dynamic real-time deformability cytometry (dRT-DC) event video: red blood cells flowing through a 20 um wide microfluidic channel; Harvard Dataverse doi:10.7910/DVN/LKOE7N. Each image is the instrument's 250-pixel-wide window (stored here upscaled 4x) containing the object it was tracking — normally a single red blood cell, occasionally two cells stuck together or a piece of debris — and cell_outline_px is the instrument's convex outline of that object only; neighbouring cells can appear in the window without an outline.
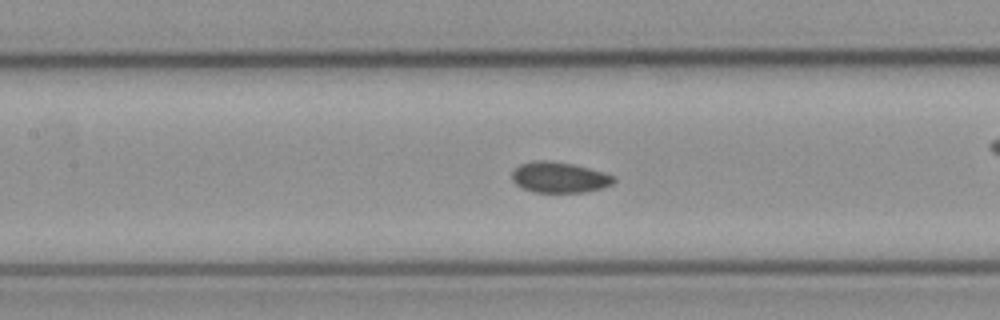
{"species": "common noctule bat (a hibernating species)", "species_latin": "Nyctalus noctula", "temperature_condition": "cold", "stored_images_in_passage": 34, "camera_frame_rate_fps": 3000, "um_per_image_px": 0.085, "animal": {"sex": "female", "body_mass_g": 21.9}, "frame": {"image": 1, "passage_image": 10, "time_ms": 3.0, "image_size_px": [1000, 320], "cell_outline_px": [[616, 180], [612, 184], [604, 188], [584, 192], [532, 192], [520, 188], [512, 180], [512, 172], [520, 164], [536, 160], [548, 160], [572, 164], [604, 172], [616, 176]], "centroid_in_image_um": [47.55, 15.08], "position_along_channel_um": 159.8, "area_um2": 18.38}}
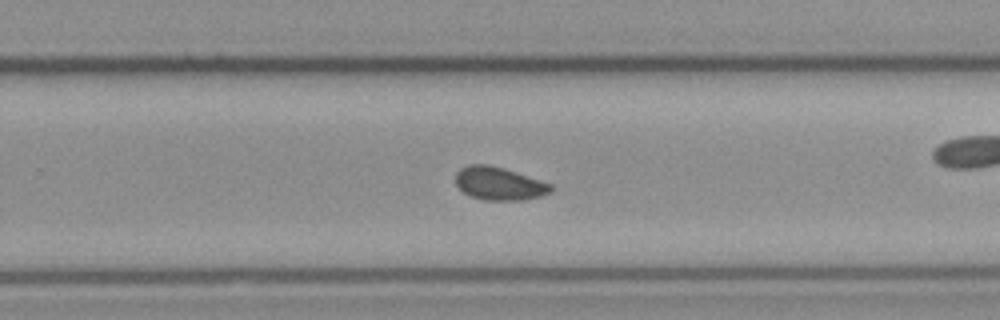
{"frame": {"image": 2, "passage_image": 20, "time_ms": 6.333, "image_size_px": [1000, 320], "cell_outline_px": [[556, 188], [552, 192], [540, 196], [524, 200], [484, 200], [472, 196], [464, 192], [456, 184], [456, 172], [460, 168], [468, 164], [488, 164], [504, 168], [552, 184]], "centroid_in_image_um": [42.46, 15.6], "position_along_channel_um": 287.3, "area_um2": 18.44}, "authors_computed_cell_mechanics": {"area_um2": 18.4093, "velocity_mm_per_s": 3.8358, "shape_relaxation_time_tau1_ms": null, "shape_relaxation_time_tau2_ms": 2.4213, "deformation_change_tau1": null, "deformation_change_tau2": 0.0411}}